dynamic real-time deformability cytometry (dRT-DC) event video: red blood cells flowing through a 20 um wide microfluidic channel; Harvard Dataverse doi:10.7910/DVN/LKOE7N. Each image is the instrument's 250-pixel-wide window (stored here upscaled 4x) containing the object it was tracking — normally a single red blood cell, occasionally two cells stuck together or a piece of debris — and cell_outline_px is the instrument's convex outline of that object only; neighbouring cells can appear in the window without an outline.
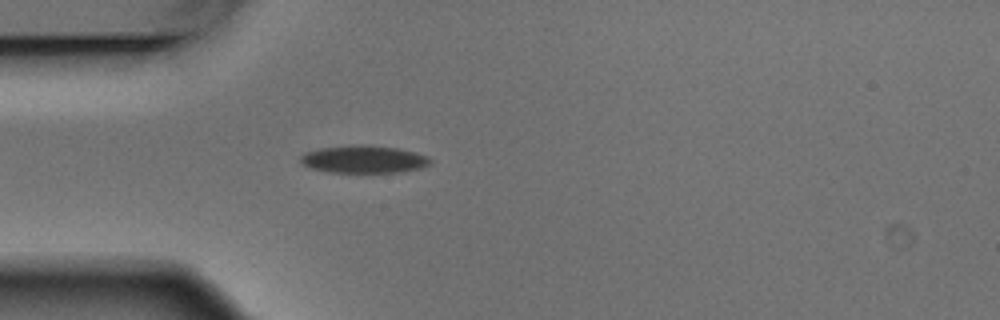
{"species": "Egyptian fruit bat (a non-hibernating species)", "species_latin": "Rousettus aegyptiacus", "temperature_condition": "warm", "stored_images_in_passage": 3, "camera_frame_rate_fps": 3000, "um_per_image_px": 0.085, "animal": {"sex": "male"}, "frame": {"image": 1, "passage_image": 3, "time_ms": 0.667, "image_size_px": [1000, 320], "cell_outline_px": [[432, 164], [420, 168], [400, 172], [328, 172], [312, 168], [304, 164], [300, 160], [300, 156], [308, 152], [320, 148], [364, 144], [400, 148], [416, 152], [428, 156], [432, 160]], "centroid_in_image_um": [31.0, 13.53], "position_along_channel_um": 54.0, "area_um2": 20.81}}